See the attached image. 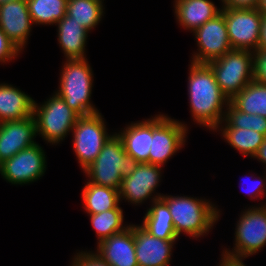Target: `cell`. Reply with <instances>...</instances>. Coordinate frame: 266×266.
I'll list each match as a JSON object with an SVG mask.
<instances>
[{
	"label": "cell",
	"mask_w": 266,
	"mask_h": 266,
	"mask_svg": "<svg viewBox=\"0 0 266 266\" xmlns=\"http://www.w3.org/2000/svg\"><path fill=\"white\" fill-rule=\"evenodd\" d=\"M189 69L188 96L193 121L214 131L224 120L226 109H223L228 106L229 99L222 93L207 64L191 62Z\"/></svg>",
	"instance_id": "obj_1"
},
{
	"label": "cell",
	"mask_w": 266,
	"mask_h": 266,
	"mask_svg": "<svg viewBox=\"0 0 266 266\" xmlns=\"http://www.w3.org/2000/svg\"><path fill=\"white\" fill-rule=\"evenodd\" d=\"M161 199L169 207L178 237L183 232L193 238L204 236L221 215L217 206L206 199L172 195H163Z\"/></svg>",
	"instance_id": "obj_2"
},
{
	"label": "cell",
	"mask_w": 266,
	"mask_h": 266,
	"mask_svg": "<svg viewBox=\"0 0 266 266\" xmlns=\"http://www.w3.org/2000/svg\"><path fill=\"white\" fill-rule=\"evenodd\" d=\"M138 164L136 159L126 154L122 140L115 133L84 173L90 183L119 190L123 177L130 175Z\"/></svg>",
	"instance_id": "obj_3"
},
{
	"label": "cell",
	"mask_w": 266,
	"mask_h": 266,
	"mask_svg": "<svg viewBox=\"0 0 266 266\" xmlns=\"http://www.w3.org/2000/svg\"><path fill=\"white\" fill-rule=\"evenodd\" d=\"M56 93L80 116L99 112L91 103L93 72L84 59H66Z\"/></svg>",
	"instance_id": "obj_4"
},
{
	"label": "cell",
	"mask_w": 266,
	"mask_h": 266,
	"mask_svg": "<svg viewBox=\"0 0 266 266\" xmlns=\"http://www.w3.org/2000/svg\"><path fill=\"white\" fill-rule=\"evenodd\" d=\"M33 116L36 134L52 145L64 140L80 117L56 92L42 105L34 101Z\"/></svg>",
	"instance_id": "obj_5"
},
{
	"label": "cell",
	"mask_w": 266,
	"mask_h": 266,
	"mask_svg": "<svg viewBox=\"0 0 266 266\" xmlns=\"http://www.w3.org/2000/svg\"><path fill=\"white\" fill-rule=\"evenodd\" d=\"M207 65L229 101L254 80L253 51L250 50L232 49Z\"/></svg>",
	"instance_id": "obj_6"
},
{
	"label": "cell",
	"mask_w": 266,
	"mask_h": 266,
	"mask_svg": "<svg viewBox=\"0 0 266 266\" xmlns=\"http://www.w3.org/2000/svg\"><path fill=\"white\" fill-rule=\"evenodd\" d=\"M103 119L100 112L80 116L72 129L74 152L83 171L97 158L112 136L108 134Z\"/></svg>",
	"instance_id": "obj_7"
},
{
	"label": "cell",
	"mask_w": 266,
	"mask_h": 266,
	"mask_svg": "<svg viewBox=\"0 0 266 266\" xmlns=\"http://www.w3.org/2000/svg\"><path fill=\"white\" fill-rule=\"evenodd\" d=\"M188 127L166 115L152 117L149 163L163 167L186 142Z\"/></svg>",
	"instance_id": "obj_8"
},
{
	"label": "cell",
	"mask_w": 266,
	"mask_h": 266,
	"mask_svg": "<svg viewBox=\"0 0 266 266\" xmlns=\"http://www.w3.org/2000/svg\"><path fill=\"white\" fill-rule=\"evenodd\" d=\"M232 49H259L263 15L257 8H222Z\"/></svg>",
	"instance_id": "obj_9"
},
{
	"label": "cell",
	"mask_w": 266,
	"mask_h": 266,
	"mask_svg": "<svg viewBox=\"0 0 266 266\" xmlns=\"http://www.w3.org/2000/svg\"><path fill=\"white\" fill-rule=\"evenodd\" d=\"M235 231V244L232 251H223L247 258L266 246V203L246 209L239 216Z\"/></svg>",
	"instance_id": "obj_10"
},
{
	"label": "cell",
	"mask_w": 266,
	"mask_h": 266,
	"mask_svg": "<svg viewBox=\"0 0 266 266\" xmlns=\"http://www.w3.org/2000/svg\"><path fill=\"white\" fill-rule=\"evenodd\" d=\"M43 148L35 143L0 164V174L11 184H29L37 181L46 171Z\"/></svg>",
	"instance_id": "obj_11"
},
{
	"label": "cell",
	"mask_w": 266,
	"mask_h": 266,
	"mask_svg": "<svg viewBox=\"0 0 266 266\" xmlns=\"http://www.w3.org/2000/svg\"><path fill=\"white\" fill-rule=\"evenodd\" d=\"M198 51L192 56V63L207 64L231 51L224 15L220 13L194 32Z\"/></svg>",
	"instance_id": "obj_12"
},
{
	"label": "cell",
	"mask_w": 266,
	"mask_h": 266,
	"mask_svg": "<svg viewBox=\"0 0 266 266\" xmlns=\"http://www.w3.org/2000/svg\"><path fill=\"white\" fill-rule=\"evenodd\" d=\"M161 170V166L147 162L139 163L130 175L123 177L119 189L120 201L126 199L132 204L139 205L148 198H152V202L161 199L163 194L152 195L161 180Z\"/></svg>",
	"instance_id": "obj_13"
},
{
	"label": "cell",
	"mask_w": 266,
	"mask_h": 266,
	"mask_svg": "<svg viewBox=\"0 0 266 266\" xmlns=\"http://www.w3.org/2000/svg\"><path fill=\"white\" fill-rule=\"evenodd\" d=\"M34 116L0 123V164L36 143Z\"/></svg>",
	"instance_id": "obj_14"
},
{
	"label": "cell",
	"mask_w": 266,
	"mask_h": 266,
	"mask_svg": "<svg viewBox=\"0 0 266 266\" xmlns=\"http://www.w3.org/2000/svg\"><path fill=\"white\" fill-rule=\"evenodd\" d=\"M33 25L26 0L0 4V29L23 51Z\"/></svg>",
	"instance_id": "obj_15"
},
{
	"label": "cell",
	"mask_w": 266,
	"mask_h": 266,
	"mask_svg": "<svg viewBox=\"0 0 266 266\" xmlns=\"http://www.w3.org/2000/svg\"><path fill=\"white\" fill-rule=\"evenodd\" d=\"M132 230L138 266H169L176 240L156 238L138 224Z\"/></svg>",
	"instance_id": "obj_16"
},
{
	"label": "cell",
	"mask_w": 266,
	"mask_h": 266,
	"mask_svg": "<svg viewBox=\"0 0 266 266\" xmlns=\"http://www.w3.org/2000/svg\"><path fill=\"white\" fill-rule=\"evenodd\" d=\"M97 244L96 254L111 266H138L132 224Z\"/></svg>",
	"instance_id": "obj_17"
},
{
	"label": "cell",
	"mask_w": 266,
	"mask_h": 266,
	"mask_svg": "<svg viewBox=\"0 0 266 266\" xmlns=\"http://www.w3.org/2000/svg\"><path fill=\"white\" fill-rule=\"evenodd\" d=\"M175 17L180 26L194 32L221 13L210 0H175Z\"/></svg>",
	"instance_id": "obj_18"
},
{
	"label": "cell",
	"mask_w": 266,
	"mask_h": 266,
	"mask_svg": "<svg viewBox=\"0 0 266 266\" xmlns=\"http://www.w3.org/2000/svg\"><path fill=\"white\" fill-rule=\"evenodd\" d=\"M116 134L122 140L124 150L128 156L133 157L139 163H149L152 118L131 123Z\"/></svg>",
	"instance_id": "obj_19"
},
{
	"label": "cell",
	"mask_w": 266,
	"mask_h": 266,
	"mask_svg": "<svg viewBox=\"0 0 266 266\" xmlns=\"http://www.w3.org/2000/svg\"><path fill=\"white\" fill-rule=\"evenodd\" d=\"M58 26V42L66 59H84L85 46L89 31L65 15L56 23Z\"/></svg>",
	"instance_id": "obj_20"
},
{
	"label": "cell",
	"mask_w": 266,
	"mask_h": 266,
	"mask_svg": "<svg viewBox=\"0 0 266 266\" xmlns=\"http://www.w3.org/2000/svg\"><path fill=\"white\" fill-rule=\"evenodd\" d=\"M34 101L11 84H0V123L32 116Z\"/></svg>",
	"instance_id": "obj_21"
},
{
	"label": "cell",
	"mask_w": 266,
	"mask_h": 266,
	"mask_svg": "<svg viewBox=\"0 0 266 266\" xmlns=\"http://www.w3.org/2000/svg\"><path fill=\"white\" fill-rule=\"evenodd\" d=\"M152 203L151 207L147 209L143 223L140 226L156 238L177 240L178 236L174 230L168 205L162 199H157Z\"/></svg>",
	"instance_id": "obj_22"
},
{
	"label": "cell",
	"mask_w": 266,
	"mask_h": 266,
	"mask_svg": "<svg viewBox=\"0 0 266 266\" xmlns=\"http://www.w3.org/2000/svg\"><path fill=\"white\" fill-rule=\"evenodd\" d=\"M87 214H98L115 209L119 203V190L87 182L82 191Z\"/></svg>",
	"instance_id": "obj_23"
},
{
	"label": "cell",
	"mask_w": 266,
	"mask_h": 266,
	"mask_svg": "<svg viewBox=\"0 0 266 266\" xmlns=\"http://www.w3.org/2000/svg\"><path fill=\"white\" fill-rule=\"evenodd\" d=\"M229 102L241 112L266 118V85L253 80Z\"/></svg>",
	"instance_id": "obj_24"
},
{
	"label": "cell",
	"mask_w": 266,
	"mask_h": 266,
	"mask_svg": "<svg viewBox=\"0 0 266 266\" xmlns=\"http://www.w3.org/2000/svg\"><path fill=\"white\" fill-rule=\"evenodd\" d=\"M104 0H68L66 15L74 18L89 32L95 28L104 16Z\"/></svg>",
	"instance_id": "obj_25"
},
{
	"label": "cell",
	"mask_w": 266,
	"mask_h": 266,
	"mask_svg": "<svg viewBox=\"0 0 266 266\" xmlns=\"http://www.w3.org/2000/svg\"><path fill=\"white\" fill-rule=\"evenodd\" d=\"M220 129L222 137L228 144L238 150L242 155L254 157L258 148L264 142L266 136L253 130L240 128H216Z\"/></svg>",
	"instance_id": "obj_26"
},
{
	"label": "cell",
	"mask_w": 266,
	"mask_h": 266,
	"mask_svg": "<svg viewBox=\"0 0 266 266\" xmlns=\"http://www.w3.org/2000/svg\"><path fill=\"white\" fill-rule=\"evenodd\" d=\"M33 24L53 25L66 15L68 0H26Z\"/></svg>",
	"instance_id": "obj_27"
},
{
	"label": "cell",
	"mask_w": 266,
	"mask_h": 266,
	"mask_svg": "<svg viewBox=\"0 0 266 266\" xmlns=\"http://www.w3.org/2000/svg\"><path fill=\"white\" fill-rule=\"evenodd\" d=\"M90 220L97 234L98 242L124 231L129 225L123 226V210L119 205L115 209H110L98 214H89Z\"/></svg>",
	"instance_id": "obj_28"
},
{
	"label": "cell",
	"mask_w": 266,
	"mask_h": 266,
	"mask_svg": "<svg viewBox=\"0 0 266 266\" xmlns=\"http://www.w3.org/2000/svg\"><path fill=\"white\" fill-rule=\"evenodd\" d=\"M225 123L217 128H240V129H253L266 136V118L260 115L247 114L237 110L230 102L226 107L224 116ZM225 126V127H224Z\"/></svg>",
	"instance_id": "obj_29"
},
{
	"label": "cell",
	"mask_w": 266,
	"mask_h": 266,
	"mask_svg": "<svg viewBox=\"0 0 266 266\" xmlns=\"http://www.w3.org/2000/svg\"><path fill=\"white\" fill-rule=\"evenodd\" d=\"M253 79L266 85V49L259 48L253 52Z\"/></svg>",
	"instance_id": "obj_30"
},
{
	"label": "cell",
	"mask_w": 266,
	"mask_h": 266,
	"mask_svg": "<svg viewBox=\"0 0 266 266\" xmlns=\"http://www.w3.org/2000/svg\"><path fill=\"white\" fill-rule=\"evenodd\" d=\"M71 266H111L107 261L103 260L95 252H78L72 260Z\"/></svg>",
	"instance_id": "obj_31"
},
{
	"label": "cell",
	"mask_w": 266,
	"mask_h": 266,
	"mask_svg": "<svg viewBox=\"0 0 266 266\" xmlns=\"http://www.w3.org/2000/svg\"><path fill=\"white\" fill-rule=\"evenodd\" d=\"M21 51L0 29V62L4 63L19 56Z\"/></svg>",
	"instance_id": "obj_32"
},
{
	"label": "cell",
	"mask_w": 266,
	"mask_h": 266,
	"mask_svg": "<svg viewBox=\"0 0 266 266\" xmlns=\"http://www.w3.org/2000/svg\"><path fill=\"white\" fill-rule=\"evenodd\" d=\"M266 175V174H265ZM256 179H258L257 181L254 180V182H251V186H247L249 188H245L247 194H249L251 199H255L261 197V196H266V177H264V179H262V177L260 178V176Z\"/></svg>",
	"instance_id": "obj_33"
},
{
	"label": "cell",
	"mask_w": 266,
	"mask_h": 266,
	"mask_svg": "<svg viewBox=\"0 0 266 266\" xmlns=\"http://www.w3.org/2000/svg\"><path fill=\"white\" fill-rule=\"evenodd\" d=\"M221 8H257L259 0H221Z\"/></svg>",
	"instance_id": "obj_34"
},
{
	"label": "cell",
	"mask_w": 266,
	"mask_h": 266,
	"mask_svg": "<svg viewBox=\"0 0 266 266\" xmlns=\"http://www.w3.org/2000/svg\"><path fill=\"white\" fill-rule=\"evenodd\" d=\"M242 260H244V257L235 256L232 254H228L223 251L222 253V259L219 263V266H246Z\"/></svg>",
	"instance_id": "obj_35"
},
{
	"label": "cell",
	"mask_w": 266,
	"mask_h": 266,
	"mask_svg": "<svg viewBox=\"0 0 266 266\" xmlns=\"http://www.w3.org/2000/svg\"><path fill=\"white\" fill-rule=\"evenodd\" d=\"M253 158L258 159V161L260 160L259 162L264 163L266 166V138H265L264 142L262 143V145L258 148V150H257V152Z\"/></svg>",
	"instance_id": "obj_36"
},
{
	"label": "cell",
	"mask_w": 266,
	"mask_h": 266,
	"mask_svg": "<svg viewBox=\"0 0 266 266\" xmlns=\"http://www.w3.org/2000/svg\"><path fill=\"white\" fill-rule=\"evenodd\" d=\"M259 48L266 49V17H263V20H262Z\"/></svg>",
	"instance_id": "obj_37"
},
{
	"label": "cell",
	"mask_w": 266,
	"mask_h": 266,
	"mask_svg": "<svg viewBox=\"0 0 266 266\" xmlns=\"http://www.w3.org/2000/svg\"><path fill=\"white\" fill-rule=\"evenodd\" d=\"M257 9L260 11L263 17H266V0H259Z\"/></svg>",
	"instance_id": "obj_38"
},
{
	"label": "cell",
	"mask_w": 266,
	"mask_h": 266,
	"mask_svg": "<svg viewBox=\"0 0 266 266\" xmlns=\"http://www.w3.org/2000/svg\"><path fill=\"white\" fill-rule=\"evenodd\" d=\"M9 1H14V0H0V4L5 3V2H9Z\"/></svg>",
	"instance_id": "obj_39"
}]
</instances>
